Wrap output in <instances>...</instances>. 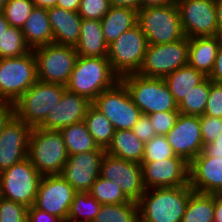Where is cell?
I'll return each mask as SVG.
<instances>
[{
    "instance_id": "obj_1",
    "label": "cell",
    "mask_w": 222,
    "mask_h": 222,
    "mask_svg": "<svg viewBox=\"0 0 222 222\" xmlns=\"http://www.w3.org/2000/svg\"><path fill=\"white\" fill-rule=\"evenodd\" d=\"M193 191L190 185L146 189L137 202L139 222H181Z\"/></svg>"
},
{
    "instance_id": "obj_2",
    "label": "cell",
    "mask_w": 222,
    "mask_h": 222,
    "mask_svg": "<svg viewBox=\"0 0 222 222\" xmlns=\"http://www.w3.org/2000/svg\"><path fill=\"white\" fill-rule=\"evenodd\" d=\"M120 77L112 70L108 58L78 56L66 84L69 92L92 102L102 91L112 88Z\"/></svg>"
},
{
    "instance_id": "obj_3",
    "label": "cell",
    "mask_w": 222,
    "mask_h": 222,
    "mask_svg": "<svg viewBox=\"0 0 222 222\" xmlns=\"http://www.w3.org/2000/svg\"><path fill=\"white\" fill-rule=\"evenodd\" d=\"M27 157L42 176L61 175L69 157L61 132L32 128Z\"/></svg>"
},
{
    "instance_id": "obj_4",
    "label": "cell",
    "mask_w": 222,
    "mask_h": 222,
    "mask_svg": "<svg viewBox=\"0 0 222 222\" xmlns=\"http://www.w3.org/2000/svg\"><path fill=\"white\" fill-rule=\"evenodd\" d=\"M137 25L148 44H167L185 38L176 3L140 8L137 11Z\"/></svg>"
},
{
    "instance_id": "obj_5",
    "label": "cell",
    "mask_w": 222,
    "mask_h": 222,
    "mask_svg": "<svg viewBox=\"0 0 222 222\" xmlns=\"http://www.w3.org/2000/svg\"><path fill=\"white\" fill-rule=\"evenodd\" d=\"M120 80L127 87L134 104L142 114L179 111L178 104L163 78H149L132 73L121 77Z\"/></svg>"
},
{
    "instance_id": "obj_6",
    "label": "cell",
    "mask_w": 222,
    "mask_h": 222,
    "mask_svg": "<svg viewBox=\"0 0 222 222\" xmlns=\"http://www.w3.org/2000/svg\"><path fill=\"white\" fill-rule=\"evenodd\" d=\"M66 90L63 85L37 80L14 103V114L32 128L38 127Z\"/></svg>"
},
{
    "instance_id": "obj_7",
    "label": "cell",
    "mask_w": 222,
    "mask_h": 222,
    "mask_svg": "<svg viewBox=\"0 0 222 222\" xmlns=\"http://www.w3.org/2000/svg\"><path fill=\"white\" fill-rule=\"evenodd\" d=\"M37 80L33 50L23 56L0 59V102L14 104Z\"/></svg>"
},
{
    "instance_id": "obj_8",
    "label": "cell",
    "mask_w": 222,
    "mask_h": 222,
    "mask_svg": "<svg viewBox=\"0 0 222 222\" xmlns=\"http://www.w3.org/2000/svg\"><path fill=\"white\" fill-rule=\"evenodd\" d=\"M42 175L28 157L0 173L2 198L25 205L35 204Z\"/></svg>"
},
{
    "instance_id": "obj_9",
    "label": "cell",
    "mask_w": 222,
    "mask_h": 222,
    "mask_svg": "<svg viewBox=\"0 0 222 222\" xmlns=\"http://www.w3.org/2000/svg\"><path fill=\"white\" fill-rule=\"evenodd\" d=\"M92 105L111 121L115 130L132 129L142 115L121 80L112 88L102 91Z\"/></svg>"
},
{
    "instance_id": "obj_10",
    "label": "cell",
    "mask_w": 222,
    "mask_h": 222,
    "mask_svg": "<svg viewBox=\"0 0 222 222\" xmlns=\"http://www.w3.org/2000/svg\"><path fill=\"white\" fill-rule=\"evenodd\" d=\"M147 38L138 25L122 33L108 48V60L112 70L121 78L137 73L146 49Z\"/></svg>"
},
{
    "instance_id": "obj_11",
    "label": "cell",
    "mask_w": 222,
    "mask_h": 222,
    "mask_svg": "<svg viewBox=\"0 0 222 222\" xmlns=\"http://www.w3.org/2000/svg\"><path fill=\"white\" fill-rule=\"evenodd\" d=\"M37 61V78L66 86L78 54L75 47L51 43L33 49Z\"/></svg>"
},
{
    "instance_id": "obj_12",
    "label": "cell",
    "mask_w": 222,
    "mask_h": 222,
    "mask_svg": "<svg viewBox=\"0 0 222 222\" xmlns=\"http://www.w3.org/2000/svg\"><path fill=\"white\" fill-rule=\"evenodd\" d=\"M188 38L176 42L148 44L137 74L149 78H164L168 74L188 64Z\"/></svg>"
},
{
    "instance_id": "obj_13",
    "label": "cell",
    "mask_w": 222,
    "mask_h": 222,
    "mask_svg": "<svg viewBox=\"0 0 222 222\" xmlns=\"http://www.w3.org/2000/svg\"><path fill=\"white\" fill-rule=\"evenodd\" d=\"M185 37L219 35L215 0H176Z\"/></svg>"
},
{
    "instance_id": "obj_14",
    "label": "cell",
    "mask_w": 222,
    "mask_h": 222,
    "mask_svg": "<svg viewBox=\"0 0 222 222\" xmlns=\"http://www.w3.org/2000/svg\"><path fill=\"white\" fill-rule=\"evenodd\" d=\"M100 176L116 183L130 201L138 202L146 190L140 163L126 161L108 153L102 158Z\"/></svg>"
},
{
    "instance_id": "obj_15",
    "label": "cell",
    "mask_w": 222,
    "mask_h": 222,
    "mask_svg": "<svg viewBox=\"0 0 222 222\" xmlns=\"http://www.w3.org/2000/svg\"><path fill=\"white\" fill-rule=\"evenodd\" d=\"M76 193L62 175L42 176L34 206L67 222L70 205Z\"/></svg>"
},
{
    "instance_id": "obj_16",
    "label": "cell",
    "mask_w": 222,
    "mask_h": 222,
    "mask_svg": "<svg viewBox=\"0 0 222 222\" xmlns=\"http://www.w3.org/2000/svg\"><path fill=\"white\" fill-rule=\"evenodd\" d=\"M146 189L189 185V163L179 156L158 161H142Z\"/></svg>"
},
{
    "instance_id": "obj_17",
    "label": "cell",
    "mask_w": 222,
    "mask_h": 222,
    "mask_svg": "<svg viewBox=\"0 0 222 222\" xmlns=\"http://www.w3.org/2000/svg\"><path fill=\"white\" fill-rule=\"evenodd\" d=\"M166 138L176 156L190 163L203 150L200 116L179 113Z\"/></svg>"
},
{
    "instance_id": "obj_18",
    "label": "cell",
    "mask_w": 222,
    "mask_h": 222,
    "mask_svg": "<svg viewBox=\"0 0 222 222\" xmlns=\"http://www.w3.org/2000/svg\"><path fill=\"white\" fill-rule=\"evenodd\" d=\"M106 150L97 148L94 151L69 155L62 177L77 192H90L95 180L100 176L101 161Z\"/></svg>"
},
{
    "instance_id": "obj_19",
    "label": "cell",
    "mask_w": 222,
    "mask_h": 222,
    "mask_svg": "<svg viewBox=\"0 0 222 222\" xmlns=\"http://www.w3.org/2000/svg\"><path fill=\"white\" fill-rule=\"evenodd\" d=\"M32 127L15 115L0 133V173L25 159Z\"/></svg>"
},
{
    "instance_id": "obj_20",
    "label": "cell",
    "mask_w": 222,
    "mask_h": 222,
    "mask_svg": "<svg viewBox=\"0 0 222 222\" xmlns=\"http://www.w3.org/2000/svg\"><path fill=\"white\" fill-rule=\"evenodd\" d=\"M189 185L195 192L216 194L222 188V157L196 156L189 163Z\"/></svg>"
},
{
    "instance_id": "obj_21",
    "label": "cell",
    "mask_w": 222,
    "mask_h": 222,
    "mask_svg": "<svg viewBox=\"0 0 222 222\" xmlns=\"http://www.w3.org/2000/svg\"><path fill=\"white\" fill-rule=\"evenodd\" d=\"M92 104L87 98L66 90L60 102L48 113L39 128L60 130L71 124L84 121Z\"/></svg>"
},
{
    "instance_id": "obj_22",
    "label": "cell",
    "mask_w": 222,
    "mask_h": 222,
    "mask_svg": "<svg viewBox=\"0 0 222 222\" xmlns=\"http://www.w3.org/2000/svg\"><path fill=\"white\" fill-rule=\"evenodd\" d=\"M53 43L73 46L78 43L81 33L82 18L78 12L54 6L47 9Z\"/></svg>"
},
{
    "instance_id": "obj_23",
    "label": "cell",
    "mask_w": 222,
    "mask_h": 222,
    "mask_svg": "<svg viewBox=\"0 0 222 222\" xmlns=\"http://www.w3.org/2000/svg\"><path fill=\"white\" fill-rule=\"evenodd\" d=\"M221 36L188 38V65L209 77L213 71Z\"/></svg>"
},
{
    "instance_id": "obj_24",
    "label": "cell",
    "mask_w": 222,
    "mask_h": 222,
    "mask_svg": "<svg viewBox=\"0 0 222 222\" xmlns=\"http://www.w3.org/2000/svg\"><path fill=\"white\" fill-rule=\"evenodd\" d=\"M108 48L101 27V20L82 19L81 33L75 50L81 57H108Z\"/></svg>"
},
{
    "instance_id": "obj_25",
    "label": "cell",
    "mask_w": 222,
    "mask_h": 222,
    "mask_svg": "<svg viewBox=\"0 0 222 222\" xmlns=\"http://www.w3.org/2000/svg\"><path fill=\"white\" fill-rule=\"evenodd\" d=\"M21 31L31 50L53 43V32L45 8L34 7Z\"/></svg>"
},
{
    "instance_id": "obj_26",
    "label": "cell",
    "mask_w": 222,
    "mask_h": 222,
    "mask_svg": "<svg viewBox=\"0 0 222 222\" xmlns=\"http://www.w3.org/2000/svg\"><path fill=\"white\" fill-rule=\"evenodd\" d=\"M137 25V10L111 6L101 19V27L107 45H111L122 33Z\"/></svg>"
},
{
    "instance_id": "obj_27",
    "label": "cell",
    "mask_w": 222,
    "mask_h": 222,
    "mask_svg": "<svg viewBox=\"0 0 222 222\" xmlns=\"http://www.w3.org/2000/svg\"><path fill=\"white\" fill-rule=\"evenodd\" d=\"M145 143L141 141L132 129L115 130L112 142L106 153L126 161L142 163Z\"/></svg>"
},
{
    "instance_id": "obj_28",
    "label": "cell",
    "mask_w": 222,
    "mask_h": 222,
    "mask_svg": "<svg viewBox=\"0 0 222 222\" xmlns=\"http://www.w3.org/2000/svg\"><path fill=\"white\" fill-rule=\"evenodd\" d=\"M207 77L190 65L182 66L163 78L168 90L179 104L194 87Z\"/></svg>"
},
{
    "instance_id": "obj_29",
    "label": "cell",
    "mask_w": 222,
    "mask_h": 222,
    "mask_svg": "<svg viewBox=\"0 0 222 222\" xmlns=\"http://www.w3.org/2000/svg\"><path fill=\"white\" fill-rule=\"evenodd\" d=\"M84 122L96 145L107 150L115 133L111 121L91 104L86 112Z\"/></svg>"
},
{
    "instance_id": "obj_30",
    "label": "cell",
    "mask_w": 222,
    "mask_h": 222,
    "mask_svg": "<svg viewBox=\"0 0 222 222\" xmlns=\"http://www.w3.org/2000/svg\"><path fill=\"white\" fill-rule=\"evenodd\" d=\"M68 155L94 151L98 148L84 121L71 124L59 130Z\"/></svg>"
},
{
    "instance_id": "obj_31",
    "label": "cell",
    "mask_w": 222,
    "mask_h": 222,
    "mask_svg": "<svg viewBox=\"0 0 222 222\" xmlns=\"http://www.w3.org/2000/svg\"><path fill=\"white\" fill-rule=\"evenodd\" d=\"M214 220V194L193 191L181 222H212Z\"/></svg>"
},
{
    "instance_id": "obj_32",
    "label": "cell",
    "mask_w": 222,
    "mask_h": 222,
    "mask_svg": "<svg viewBox=\"0 0 222 222\" xmlns=\"http://www.w3.org/2000/svg\"><path fill=\"white\" fill-rule=\"evenodd\" d=\"M101 206L89 192L76 193L70 205L67 222H93Z\"/></svg>"
},
{
    "instance_id": "obj_33",
    "label": "cell",
    "mask_w": 222,
    "mask_h": 222,
    "mask_svg": "<svg viewBox=\"0 0 222 222\" xmlns=\"http://www.w3.org/2000/svg\"><path fill=\"white\" fill-rule=\"evenodd\" d=\"M93 222H139L138 204H102Z\"/></svg>"
},
{
    "instance_id": "obj_34",
    "label": "cell",
    "mask_w": 222,
    "mask_h": 222,
    "mask_svg": "<svg viewBox=\"0 0 222 222\" xmlns=\"http://www.w3.org/2000/svg\"><path fill=\"white\" fill-rule=\"evenodd\" d=\"M209 92L210 78L207 77L178 104L179 112L184 115L202 116L206 108Z\"/></svg>"
},
{
    "instance_id": "obj_35",
    "label": "cell",
    "mask_w": 222,
    "mask_h": 222,
    "mask_svg": "<svg viewBox=\"0 0 222 222\" xmlns=\"http://www.w3.org/2000/svg\"><path fill=\"white\" fill-rule=\"evenodd\" d=\"M30 51L20 28L9 26L0 38V59L23 56Z\"/></svg>"
},
{
    "instance_id": "obj_36",
    "label": "cell",
    "mask_w": 222,
    "mask_h": 222,
    "mask_svg": "<svg viewBox=\"0 0 222 222\" xmlns=\"http://www.w3.org/2000/svg\"><path fill=\"white\" fill-rule=\"evenodd\" d=\"M89 193L101 204H121L130 202L116 183L111 180H106L101 176L95 180Z\"/></svg>"
},
{
    "instance_id": "obj_37",
    "label": "cell",
    "mask_w": 222,
    "mask_h": 222,
    "mask_svg": "<svg viewBox=\"0 0 222 222\" xmlns=\"http://www.w3.org/2000/svg\"><path fill=\"white\" fill-rule=\"evenodd\" d=\"M34 7L32 0H8L1 12L10 26L22 29Z\"/></svg>"
},
{
    "instance_id": "obj_38",
    "label": "cell",
    "mask_w": 222,
    "mask_h": 222,
    "mask_svg": "<svg viewBox=\"0 0 222 222\" xmlns=\"http://www.w3.org/2000/svg\"><path fill=\"white\" fill-rule=\"evenodd\" d=\"M144 148L142 161H158L175 156L165 135H156L145 143Z\"/></svg>"
},
{
    "instance_id": "obj_39",
    "label": "cell",
    "mask_w": 222,
    "mask_h": 222,
    "mask_svg": "<svg viewBox=\"0 0 222 222\" xmlns=\"http://www.w3.org/2000/svg\"><path fill=\"white\" fill-rule=\"evenodd\" d=\"M27 207L2 198L0 200V222H27Z\"/></svg>"
},
{
    "instance_id": "obj_40",
    "label": "cell",
    "mask_w": 222,
    "mask_h": 222,
    "mask_svg": "<svg viewBox=\"0 0 222 222\" xmlns=\"http://www.w3.org/2000/svg\"><path fill=\"white\" fill-rule=\"evenodd\" d=\"M110 7L109 0H80L78 14L82 19L101 20Z\"/></svg>"
},
{
    "instance_id": "obj_41",
    "label": "cell",
    "mask_w": 222,
    "mask_h": 222,
    "mask_svg": "<svg viewBox=\"0 0 222 222\" xmlns=\"http://www.w3.org/2000/svg\"><path fill=\"white\" fill-rule=\"evenodd\" d=\"M200 126L204 146L213 143L222 134V118L202 115Z\"/></svg>"
},
{
    "instance_id": "obj_42",
    "label": "cell",
    "mask_w": 222,
    "mask_h": 222,
    "mask_svg": "<svg viewBox=\"0 0 222 222\" xmlns=\"http://www.w3.org/2000/svg\"><path fill=\"white\" fill-rule=\"evenodd\" d=\"M179 111L157 112L149 114L156 135H166L175 125Z\"/></svg>"
},
{
    "instance_id": "obj_43",
    "label": "cell",
    "mask_w": 222,
    "mask_h": 222,
    "mask_svg": "<svg viewBox=\"0 0 222 222\" xmlns=\"http://www.w3.org/2000/svg\"><path fill=\"white\" fill-rule=\"evenodd\" d=\"M203 115L222 118V83L210 80V92Z\"/></svg>"
},
{
    "instance_id": "obj_44",
    "label": "cell",
    "mask_w": 222,
    "mask_h": 222,
    "mask_svg": "<svg viewBox=\"0 0 222 222\" xmlns=\"http://www.w3.org/2000/svg\"><path fill=\"white\" fill-rule=\"evenodd\" d=\"M133 133L144 143L156 136L148 115L142 114L132 128Z\"/></svg>"
},
{
    "instance_id": "obj_45",
    "label": "cell",
    "mask_w": 222,
    "mask_h": 222,
    "mask_svg": "<svg viewBox=\"0 0 222 222\" xmlns=\"http://www.w3.org/2000/svg\"><path fill=\"white\" fill-rule=\"evenodd\" d=\"M27 222H64L59 217L36 208L34 205L27 209Z\"/></svg>"
},
{
    "instance_id": "obj_46",
    "label": "cell",
    "mask_w": 222,
    "mask_h": 222,
    "mask_svg": "<svg viewBox=\"0 0 222 222\" xmlns=\"http://www.w3.org/2000/svg\"><path fill=\"white\" fill-rule=\"evenodd\" d=\"M14 115L13 103L0 102V133Z\"/></svg>"
},
{
    "instance_id": "obj_47",
    "label": "cell",
    "mask_w": 222,
    "mask_h": 222,
    "mask_svg": "<svg viewBox=\"0 0 222 222\" xmlns=\"http://www.w3.org/2000/svg\"><path fill=\"white\" fill-rule=\"evenodd\" d=\"M209 78L212 82L222 83V38L218 48L215 65Z\"/></svg>"
},
{
    "instance_id": "obj_48",
    "label": "cell",
    "mask_w": 222,
    "mask_h": 222,
    "mask_svg": "<svg viewBox=\"0 0 222 222\" xmlns=\"http://www.w3.org/2000/svg\"><path fill=\"white\" fill-rule=\"evenodd\" d=\"M202 152L206 156L222 157V134H220L218 138H215V141L213 143L203 146Z\"/></svg>"
},
{
    "instance_id": "obj_49",
    "label": "cell",
    "mask_w": 222,
    "mask_h": 222,
    "mask_svg": "<svg viewBox=\"0 0 222 222\" xmlns=\"http://www.w3.org/2000/svg\"><path fill=\"white\" fill-rule=\"evenodd\" d=\"M111 6L129 7L135 10L140 9V0H109Z\"/></svg>"
},
{
    "instance_id": "obj_50",
    "label": "cell",
    "mask_w": 222,
    "mask_h": 222,
    "mask_svg": "<svg viewBox=\"0 0 222 222\" xmlns=\"http://www.w3.org/2000/svg\"><path fill=\"white\" fill-rule=\"evenodd\" d=\"M80 0H57L56 6L66 10L78 12Z\"/></svg>"
},
{
    "instance_id": "obj_51",
    "label": "cell",
    "mask_w": 222,
    "mask_h": 222,
    "mask_svg": "<svg viewBox=\"0 0 222 222\" xmlns=\"http://www.w3.org/2000/svg\"><path fill=\"white\" fill-rule=\"evenodd\" d=\"M175 2L176 0H140V8L169 5Z\"/></svg>"
},
{
    "instance_id": "obj_52",
    "label": "cell",
    "mask_w": 222,
    "mask_h": 222,
    "mask_svg": "<svg viewBox=\"0 0 222 222\" xmlns=\"http://www.w3.org/2000/svg\"><path fill=\"white\" fill-rule=\"evenodd\" d=\"M214 219L222 222V199L214 194Z\"/></svg>"
},
{
    "instance_id": "obj_53",
    "label": "cell",
    "mask_w": 222,
    "mask_h": 222,
    "mask_svg": "<svg viewBox=\"0 0 222 222\" xmlns=\"http://www.w3.org/2000/svg\"><path fill=\"white\" fill-rule=\"evenodd\" d=\"M219 35L222 37V0H215Z\"/></svg>"
},
{
    "instance_id": "obj_54",
    "label": "cell",
    "mask_w": 222,
    "mask_h": 222,
    "mask_svg": "<svg viewBox=\"0 0 222 222\" xmlns=\"http://www.w3.org/2000/svg\"><path fill=\"white\" fill-rule=\"evenodd\" d=\"M35 7L49 9L56 6L57 0H32Z\"/></svg>"
},
{
    "instance_id": "obj_55",
    "label": "cell",
    "mask_w": 222,
    "mask_h": 222,
    "mask_svg": "<svg viewBox=\"0 0 222 222\" xmlns=\"http://www.w3.org/2000/svg\"><path fill=\"white\" fill-rule=\"evenodd\" d=\"M9 26V22L4 17L3 13L0 11V38L4 34V32H6Z\"/></svg>"
},
{
    "instance_id": "obj_56",
    "label": "cell",
    "mask_w": 222,
    "mask_h": 222,
    "mask_svg": "<svg viewBox=\"0 0 222 222\" xmlns=\"http://www.w3.org/2000/svg\"><path fill=\"white\" fill-rule=\"evenodd\" d=\"M8 0H0V11L3 10V7L5 6V3L7 2Z\"/></svg>"
},
{
    "instance_id": "obj_57",
    "label": "cell",
    "mask_w": 222,
    "mask_h": 222,
    "mask_svg": "<svg viewBox=\"0 0 222 222\" xmlns=\"http://www.w3.org/2000/svg\"><path fill=\"white\" fill-rule=\"evenodd\" d=\"M216 195L222 199V188L216 193Z\"/></svg>"
},
{
    "instance_id": "obj_58",
    "label": "cell",
    "mask_w": 222,
    "mask_h": 222,
    "mask_svg": "<svg viewBox=\"0 0 222 222\" xmlns=\"http://www.w3.org/2000/svg\"><path fill=\"white\" fill-rule=\"evenodd\" d=\"M2 199L1 186H0V200Z\"/></svg>"
}]
</instances>
